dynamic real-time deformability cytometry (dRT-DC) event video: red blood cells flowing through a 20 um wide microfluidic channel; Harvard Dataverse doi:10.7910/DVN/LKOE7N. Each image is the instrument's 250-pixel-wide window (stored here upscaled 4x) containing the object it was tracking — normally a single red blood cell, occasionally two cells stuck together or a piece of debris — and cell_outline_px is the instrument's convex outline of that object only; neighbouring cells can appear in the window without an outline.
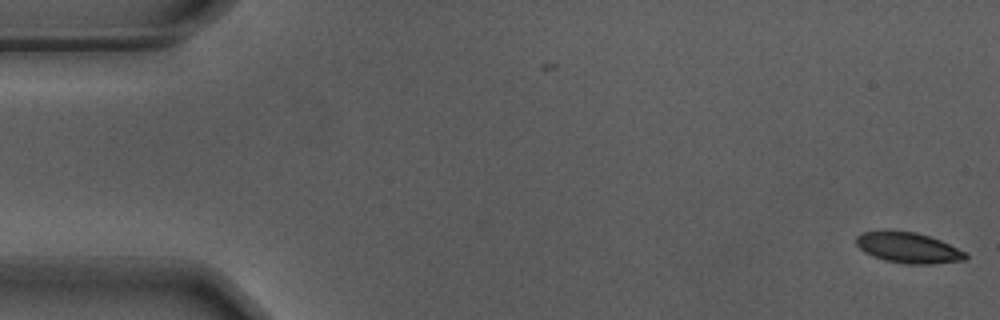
{"species": "Egyptian fruit bat (a non-hibernating species)", "species_latin": "Rousettus aegyptiacus", "temperature_condition": "warm", "stored_images_in_passage": 43, "camera_frame_rate_fps": 3000, "um_per_image_px": 0.085, "animal": {"sex": "male"}, "frame": {"image": 1, "passage_image": 1, "time_ms": 0.0, "image_size_px": [1000, 320], "cell_outline_px": [[968, 256], [964, 260], [932, 264], [904, 264], [884, 260], [872, 256], [864, 252], [856, 244], [856, 236], [860, 232], [888, 228], [916, 232], [940, 240], [968, 252]], "centroid_in_image_um": [77.16, 21.02], "position_along_channel_um": 7.8, "area_um2": 20.17}}
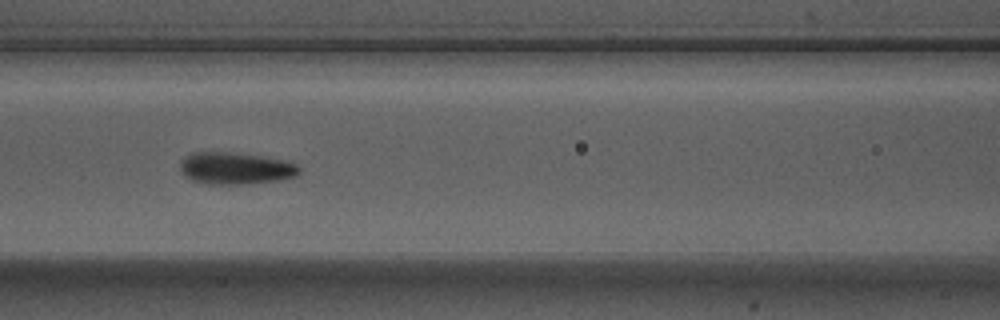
{"frame": {"image": 2, "passage_image": 24, "time_ms": 7.667, "image_size_px": [1000, 320], "cell_outline_px": [[300, 172], [296, 176], [280, 180], [252, 184], [204, 184], [192, 180], [184, 176], [180, 172], [180, 160], [184, 156], [192, 152], [224, 152], [260, 156], [280, 160], [296, 164], [300, 168]], "centroid_in_image_um": [19.96, 14.32], "position_along_channel_um": 146.6, "area_um2": 22.31}}
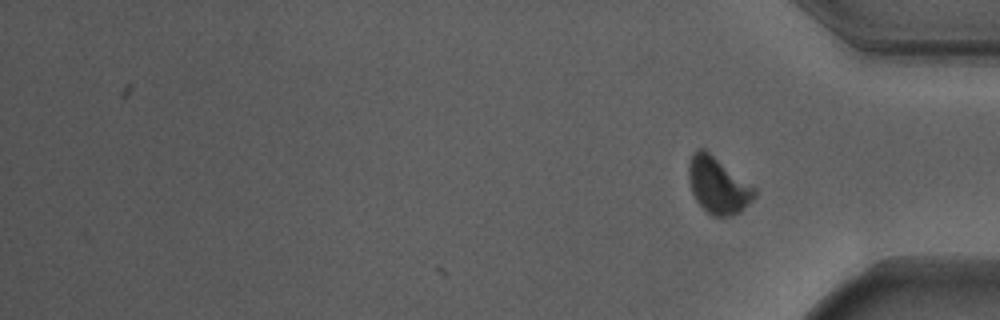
{"frame": {"image": 3, "passage_image": 43, "time_ms": 14.0, "image_size_px": [1000, 320], "cell_outline_px": [[756, 196], [740, 212], [728, 216], [712, 216], [696, 200], [692, 192], [688, 176], [688, 164], [692, 152], [696, 148], [704, 148], [756, 188]], "centroid_in_image_um": [61.01, 15.73], "position_along_channel_um": 374.2, "area_um2": 21.56}, "authors_computed_cell_mechanics": {"area_um2": 21.5594, "velocity_mm_per_s": 3.672, "shape_relaxation_time_tau1_ms": 2.8422, "shape_relaxation_time_tau2_ms": 1.2269, "deformation_change_tau1": 0.1129, "deformation_change_tau2": 0.068}}